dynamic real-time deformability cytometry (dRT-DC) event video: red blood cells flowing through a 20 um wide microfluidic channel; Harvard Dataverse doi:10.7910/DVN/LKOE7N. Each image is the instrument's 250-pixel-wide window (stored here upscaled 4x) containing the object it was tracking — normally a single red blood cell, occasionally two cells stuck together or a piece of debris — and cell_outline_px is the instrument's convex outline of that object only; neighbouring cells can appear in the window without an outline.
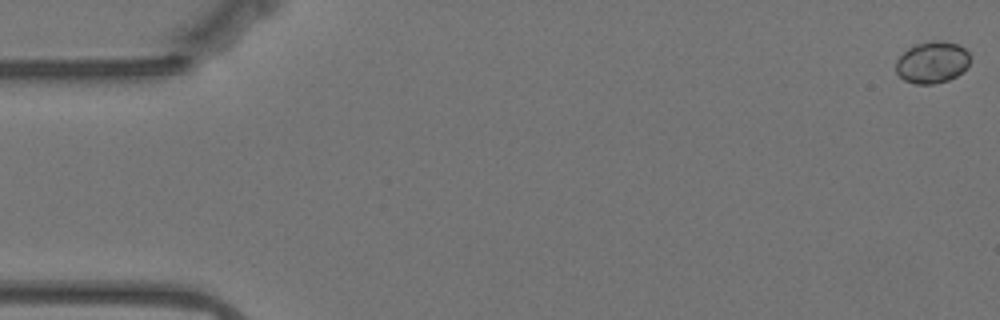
{"species": "Egyptian fruit bat (a non-hibernating species)", "species_latin": "Rousettus aegyptiacus", "temperature_condition": "warm", "stored_images_in_passage": 58, "camera_frame_rate_fps": 3000, "um_per_image_px": 0.085, "animal": {"sex": "female"}, "frame": {"image": 1, "passage_image": 1, "time_ms": 0.0, "image_size_px": [1000, 320], "cell_outline_px": [[972, 56], [964, 72], [948, 80], [932, 84], [916, 84], [904, 80], [896, 72], [896, 60], [908, 48], [916, 44], [932, 40], [940, 40], [956, 44], [964, 48]], "centroid_in_image_um": [79.25, 5.29], "position_along_channel_um": 5.7, "area_um2": 18.15}}
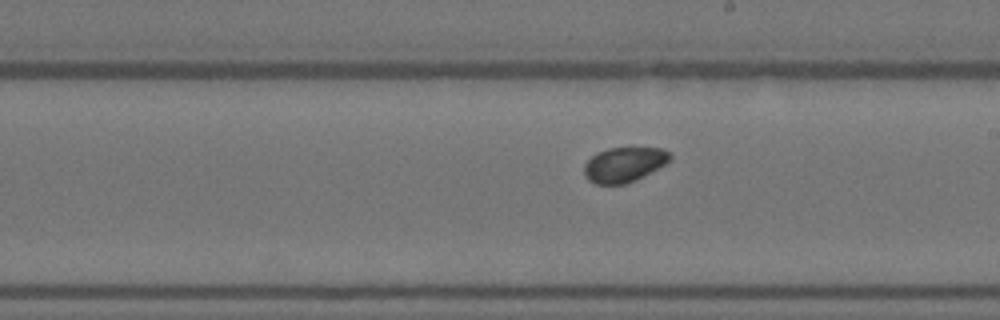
{"frame": {"image": 2, "passage_image": 33, "time_ms": 10.667, "image_size_px": [1000, 320], "cell_outline_px": [[672, 160], [644, 176], [636, 180], [624, 184], [596, 184], [588, 180], [584, 176], [584, 164], [596, 152], [608, 148], [660, 148], [672, 152]], "centroid_in_image_um": [53.06, 13.98], "position_along_channel_um": 235.9, "area_um2": 17.63}}
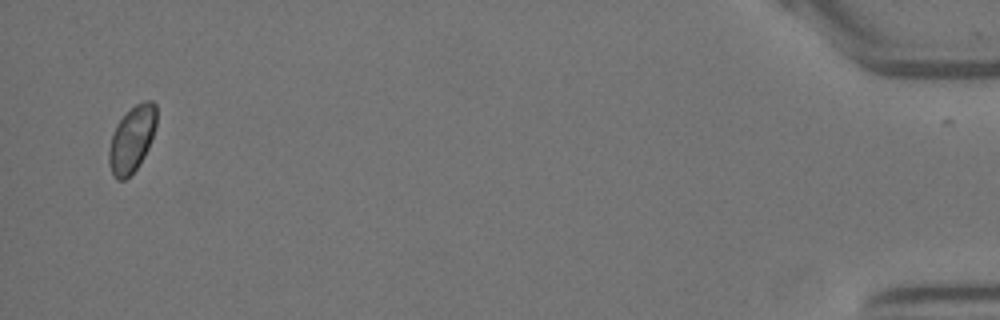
{"frame": {"image": 3, "passage_image": 57, "time_ms": 18.667, "image_size_px": [1000, 320], "cell_outline_px": [[156, 124], [148, 148], [140, 164], [124, 180], [116, 180], [112, 176], [108, 164], [108, 148], [112, 132], [116, 124], [136, 104], [144, 100], [152, 100], [156, 104]], "centroid_in_image_um": [11.18, 11.84], "position_along_channel_um": 424.0, "area_um2": 18.38}}